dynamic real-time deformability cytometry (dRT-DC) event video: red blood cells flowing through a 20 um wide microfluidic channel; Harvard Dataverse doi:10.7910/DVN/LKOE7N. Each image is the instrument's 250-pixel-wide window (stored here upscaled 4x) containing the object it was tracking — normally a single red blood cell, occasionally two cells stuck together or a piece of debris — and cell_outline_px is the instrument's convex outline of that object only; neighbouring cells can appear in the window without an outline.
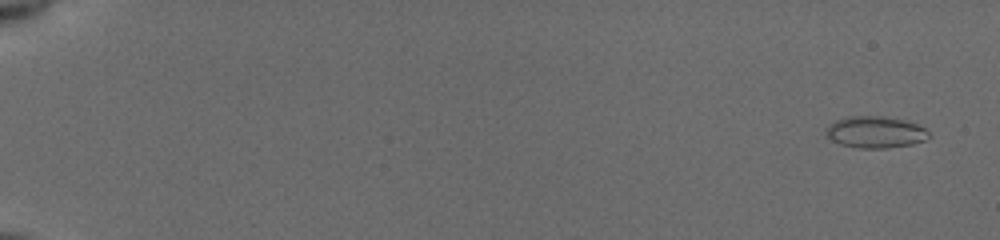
{"species": "common noctule bat (a hibernating species)", "species_latin": "Nyctalus noctula", "temperature_condition": "cold", "stored_images_in_passage": 16, "camera_frame_rate_fps": 3000, "um_per_image_px": 0.085, "animal": {"sex": "female", "body_mass_g": 19.5, "forearm_length_mm": 54.1}, "frame": {"image": 1, "passage_image": 1, "time_ms": 0.0, "image_size_px": [1000, 240], "cell_outline_px": [[932, 136], [924, 140], [912, 144], [884, 148], [860, 148], [840, 144], [824, 136], [828, 124], [836, 120], [848, 116], [884, 116], [904, 120], [916, 124], [924, 128]], "centroid_in_image_um": [74.37, 11.22], "position_along_channel_um": 10.6, "area_um2": 19.02}}
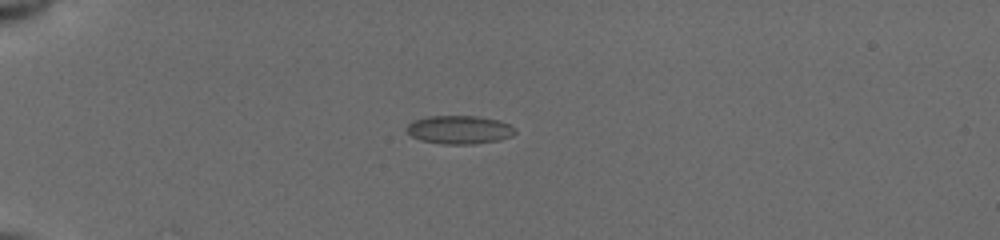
{"frame": {"image": 2, "passage_image": 13, "time_ms": 4.0, "image_size_px": [1000, 240], "cell_outline_px": [[516, 132], [512, 136], [500, 140], [472, 144], [444, 144], [420, 140], [412, 136], [404, 128], [408, 124], [416, 120], [428, 116], [476, 116], [500, 120], [516, 128]], "centroid_in_image_um": [39.07, 11.03], "position_along_channel_um": 45.9, "area_um2": 17.98}}